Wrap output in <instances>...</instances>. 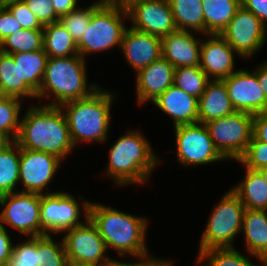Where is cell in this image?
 I'll return each instance as SVG.
<instances>
[{"mask_svg": "<svg viewBox=\"0 0 267 266\" xmlns=\"http://www.w3.org/2000/svg\"><path fill=\"white\" fill-rule=\"evenodd\" d=\"M15 142L23 149L50 153L62 161L75 150L67 120L59 106L30 104Z\"/></svg>", "mask_w": 267, "mask_h": 266, "instance_id": "6da1fadb", "label": "cell"}, {"mask_svg": "<svg viewBox=\"0 0 267 266\" xmlns=\"http://www.w3.org/2000/svg\"><path fill=\"white\" fill-rule=\"evenodd\" d=\"M89 218L96 225L108 251L114 250L121 259L130 257V260H134L151 256L146 243L149 227L147 217L91 201Z\"/></svg>", "mask_w": 267, "mask_h": 266, "instance_id": "7a4b0ae2", "label": "cell"}, {"mask_svg": "<svg viewBox=\"0 0 267 266\" xmlns=\"http://www.w3.org/2000/svg\"><path fill=\"white\" fill-rule=\"evenodd\" d=\"M125 132L111 144L103 174L114 180L116 187L145 185L161 158L141 130L130 128Z\"/></svg>", "mask_w": 267, "mask_h": 266, "instance_id": "3957f363", "label": "cell"}, {"mask_svg": "<svg viewBox=\"0 0 267 266\" xmlns=\"http://www.w3.org/2000/svg\"><path fill=\"white\" fill-rule=\"evenodd\" d=\"M119 94L98 87L89 96L61 104L73 145L106 143L109 139L111 109Z\"/></svg>", "mask_w": 267, "mask_h": 266, "instance_id": "277c9868", "label": "cell"}, {"mask_svg": "<svg viewBox=\"0 0 267 266\" xmlns=\"http://www.w3.org/2000/svg\"><path fill=\"white\" fill-rule=\"evenodd\" d=\"M86 63L87 60L79 54L61 58L48 57L44 77L36 94L37 100L42 103L49 99L44 105L60 106L89 96L99 84L88 82Z\"/></svg>", "mask_w": 267, "mask_h": 266, "instance_id": "5b68a950", "label": "cell"}, {"mask_svg": "<svg viewBox=\"0 0 267 266\" xmlns=\"http://www.w3.org/2000/svg\"><path fill=\"white\" fill-rule=\"evenodd\" d=\"M129 23L127 9L120 5H106L92 2V16L89 26L77 43L78 54L87 59L90 54L104 53L121 48L123 35Z\"/></svg>", "mask_w": 267, "mask_h": 266, "instance_id": "8992f818", "label": "cell"}, {"mask_svg": "<svg viewBox=\"0 0 267 266\" xmlns=\"http://www.w3.org/2000/svg\"><path fill=\"white\" fill-rule=\"evenodd\" d=\"M228 190L212 208L200 236L198 253L211 248L235 247L233 242L241 233L246 208L238 196Z\"/></svg>", "mask_w": 267, "mask_h": 266, "instance_id": "52a82bcc", "label": "cell"}, {"mask_svg": "<svg viewBox=\"0 0 267 266\" xmlns=\"http://www.w3.org/2000/svg\"><path fill=\"white\" fill-rule=\"evenodd\" d=\"M67 192L58 190L41 195L40 223L42 236L51 234H54L55 237L57 235L61 236L64 231L83 224L89 218L91 200H85L78 194L79 201L81 200L78 202L77 197Z\"/></svg>", "mask_w": 267, "mask_h": 266, "instance_id": "ba28073f", "label": "cell"}, {"mask_svg": "<svg viewBox=\"0 0 267 266\" xmlns=\"http://www.w3.org/2000/svg\"><path fill=\"white\" fill-rule=\"evenodd\" d=\"M254 115L235 111L233 114L205 123L215 147L227 161H238L253 136Z\"/></svg>", "mask_w": 267, "mask_h": 266, "instance_id": "9c48e42d", "label": "cell"}, {"mask_svg": "<svg viewBox=\"0 0 267 266\" xmlns=\"http://www.w3.org/2000/svg\"><path fill=\"white\" fill-rule=\"evenodd\" d=\"M173 129L179 165L193 168L226 160L215 147L204 123L180 125Z\"/></svg>", "mask_w": 267, "mask_h": 266, "instance_id": "30bf717a", "label": "cell"}, {"mask_svg": "<svg viewBox=\"0 0 267 266\" xmlns=\"http://www.w3.org/2000/svg\"><path fill=\"white\" fill-rule=\"evenodd\" d=\"M41 194L16 191L0 195V225L9 226L26 237L42 236Z\"/></svg>", "mask_w": 267, "mask_h": 266, "instance_id": "8fae6325", "label": "cell"}, {"mask_svg": "<svg viewBox=\"0 0 267 266\" xmlns=\"http://www.w3.org/2000/svg\"><path fill=\"white\" fill-rule=\"evenodd\" d=\"M240 59L258 54L267 40V27L251 11L241 6L220 34Z\"/></svg>", "mask_w": 267, "mask_h": 266, "instance_id": "7c38bea8", "label": "cell"}, {"mask_svg": "<svg viewBox=\"0 0 267 266\" xmlns=\"http://www.w3.org/2000/svg\"><path fill=\"white\" fill-rule=\"evenodd\" d=\"M61 239L67 259L101 266H112L115 261V258L107 254L105 241L90 218L83 224L64 231Z\"/></svg>", "mask_w": 267, "mask_h": 266, "instance_id": "4fadbf2b", "label": "cell"}, {"mask_svg": "<svg viewBox=\"0 0 267 266\" xmlns=\"http://www.w3.org/2000/svg\"><path fill=\"white\" fill-rule=\"evenodd\" d=\"M62 162L64 161L53 154L21 148L20 191L41 195L55 192H50L48 186L62 167L60 166Z\"/></svg>", "mask_w": 267, "mask_h": 266, "instance_id": "5bb4252c", "label": "cell"}, {"mask_svg": "<svg viewBox=\"0 0 267 266\" xmlns=\"http://www.w3.org/2000/svg\"><path fill=\"white\" fill-rule=\"evenodd\" d=\"M126 9L130 26L138 31L162 38L178 30L168 0H138Z\"/></svg>", "mask_w": 267, "mask_h": 266, "instance_id": "9a60e30c", "label": "cell"}, {"mask_svg": "<svg viewBox=\"0 0 267 266\" xmlns=\"http://www.w3.org/2000/svg\"><path fill=\"white\" fill-rule=\"evenodd\" d=\"M233 108L236 111L258 114L267 111V98L256 73L240 69L223 79Z\"/></svg>", "mask_w": 267, "mask_h": 266, "instance_id": "2e32d148", "label": "cell"}, {"mask_svg": "<svg viewBox=\"0 0 267 266\" xmlns=\"http://www.w3.org/2000/svg\"><path fill=\"white\" fill-rule=\"evenodd\" d=\"M236 54L220 34L204 35L201 41L200 68L210 80H223L238 70H235Z\"/></svg>", "mask_w": 267, "mask_h": 266, "instance_id": "e0dca14e", "label": "cell"}, {"mask_svg": "<svg viewBox=\"0 0 267 266\" xmlns=\"http://www.w3.org/2000/svg\"><path fill=\"white\" fill-rule=\"evenodd\" d=\"M175 67L162 56L136 73L135 93L139 106L155 101L174 84Z\"/></svg>", "mask_w": 267, "mask_h": 266, "instance_id": "ac0fdd59", "label": "cell"}, {"mask_svg": "<svg viewBox=\"0 0 267 266\" xmlns=\"http://www.w3.org/2000/svg\"><path fill=\"white\" fill-rule=\"evenodd\" d=\"M120 50L136 74L162 56L161 38L129 26L124 32Z\"/></svg>", "mask_w": 267, "mask_h": 266, "instance_id": "d6986e66", "label": "cell"}, {"mask_svg": "<svg viewBox=\"0 0 267 266\" xmlns=\"http://www.w3.org/2000/svg\"><path fill=\"white\" fill-rule=\"evenodd\" d=\"M195 35L202 34L177 30L162 37V57L175 68L200 66L202 39Z\"/></svg>", "mask_w": 267, "mask_h": 266, "instance_id": "ffe728a7", "label": "cell"}, {"mask_svg": "<svg viewBox=\"0 0 267 266\" xmlns=\"http://www.w3.org/2000/svg\"><path fill=\"white\" fill-rule=\"evenodd\" d=\"M151 104L168 115L174 127L198 122V98L187 94L174 84Z\"/></svg>", "mask_w": 267, "mask_h": 266, "instance_id": "44dd1931", "label": "cell"}, {"mask_svg": "<svg viewBox=\"0 0 267 266\" xmlns=\"http://www.w3.org/2000/svg\"><path fill=\"white\" fill-rule=\"evenodd\" d=\"M233 108L223 80H210L198 99V122L207 123L233 114Z\"/></svg>", "mask_w": 267, "mask_h": 266, "instance_id": "7402d4cb", "label": "cell"}, {"mask_svg": "<svg viewBox=\"0 0 267 266\" xmlns=\"http://www.w3.org/2000/svg\"><path fill=\"white\" fill-rule=\"evenodd\" d=\"M241 233L246 253L267 262V211L246 209Z\"/></svg>", "mask_w": 267, "mask_h": 266, "instance_id": "603a6c76", "label": "cell"}, {"mask_svg": "<svg viewBox=\"0 0 267 266\" xmlns=\"http://www.w3.org/2000/svg\"><path fill=\"white\" fill-rule=\"evenodd\" d=\"M245 169L244 178L231 190L246 209L267 211V183L258 170Z\"/></svg>", "mask_w": 267, "mask_h": 266, "instance_id": "cb8c5ba5", "label": "cell"}, {"mask_svg": "<svg viewBox=\"0 0 267 266\" xmlns=\"http://www.w3.org/2000/svg\"><path fill=\"white\" fill-rule=\"evenodd\" d=\"M0 96L16 97L21 100L36 99V94L20 81L19 65L13 57L0 51ZM25 98V99H24Z\"/></svg>", "mask_w": 267, "mask_h": 266, "instance_id": "d4e9b609", "label": "cell"}, {"mask_svg": "<svg viewBox=\"0 0 267 266\" xmlns=\"http://www.w3.org/2000/svg\"><path fill=\"white\" fill-rule=\"evenodd\" d=\"M19 65L20 81H23L35 94L38 93L46 68L48 55L44 48L34 52L11 54Z\"/></svg>", "mask_w": 267, "mask_h": 266, "instance_id": "484cf974", "label": "cell"}, {"mask_svg": "<svg viewBox=\"0 0 267 266\" xmlns=\"http://www.w3.org/2000/svg\"><path fill=\"white\" fill-rule=\"evenodd\" d=\"M179 31L206 35L202 0H168Z\"/></svg>", "mask_w": 267, "mask_h": 266, "instance_id": "4316f807", "label": "cell"}, {"mask_svg": "<svg viewBox=\"0 0 267 266\" xmlns=\"http://www.w3.org/2000/svg\"><path fill=\"white\" fill-rule=\"evenodd\" d=\"M206 35L221 34L242 6L241 0H202Z\"/></svg>", "mask_w": 267, "mask_h": 266, "instance_id": "83f0119b", "label": "cell"}, {"mask_svg": "<svg viewBox=\"0 0 267 266\" xmlns=\"http://www.w3.org/2000/svg\"><path fill=\"white\" fill-rule=\"evenodd\" d=\"M21 148L15 141H9L0 149V195L19 191Z\"/></svg>", "mask_w": 267, "mask_h": 266, "instance_id": "f1b7e54d", "label": "cell"}, {"mask_svg": "<svg viewBox=\"0 0 267 266\" xmlns=\"http://www.w3.org/2000/svg\"><path fill=\"white\" fill-rule=\"evenodd\" d=\"M43 48L48 57L78 55L77 44L60 21L43 26Z\"/></svg>", "mask_w": 267, "mask_h": 266, "instance_id": "f546056e", "label": "cell"}, {"mask_svg": "<svg viewBox=\"0 0 267 266\" xmlns=\"http://www.w3.org/2000/svg\"><path fill=\"white\" fill-rule=\"evenodd\" d=\"M250 254H243L236 247L211 248L198 253L196 266H265V260H259L260 265L252 262Z\"/></svg>", "mask_w": 267, "mask_h": 266, "instance_id": "4dcf8cb0", "label": "cell"}, {"mask_svg": "<svg viewBox=\"0 0 267 266\" xmlns=\"http://www.w3.org/2000/svg\"><path fill=\"white\" fill-rule=\"evenodd\" d=\"M22 102L16 97L0 96V133L9 141H15L19 133Z\"/></svg>", "mask_w": 267, "mask_h": 266, "instance_id": "1f68e13d", "label": "cell"}, {"mask_svg": "<svg viewBox=\"0 0 267 266\" xmlns=\"http://www.w3.org/2000/svg\"><path fill=\"white\" fill-rule=\"evenodd\" d=\"M42 48L43 30L21 29L0 43V51L9 55L18 52H34Z\"/></svg>", "mask_w": 267, "mask_h": 266, "instance_id": "d6a6232c", "label": "cell"}, {"mask_svg": "<svg viewBox=\"0 0 267 266\" xmlns=\"http://www.w3.org/2000/svg\"><path fill=\"white\" fill-rule=\"evenodd\" d=\"M209 81L210 79L200 66L175 68L174 85L198 99L205 91Z\"/></svg>", "mask_w": 267, "mask_h": 266, "instance_id": "836d02e7", "label": "cell"}, {"mask_svg": "<svg viewBox=\"0 0 267 266\" xmlns=\"http://www.w3.org/2000/svg\"><path fill=\"white\" fill-rule=\"evenodd\" d=\"M37 266H65L67 255L62 239L56 241L53 235L37 237Z\"/></svg>", "mask_w": 267, "mask_h": 266, "instance_id": "e575fe53", "label": "cell"}, {"mask_svg": "<svg viewBox=\"0 0 267 266\" xmlns=\"http://www.w3.org/2000/svg\"><path fill=\"white\" fill-rule=\"evenodd\" d=\"M92 16V3L87 7H78L68 14L61 16L59 21L67 29L77 44L89 26Z\"/></svg>", "mask_w": 267, "mask_h": 266, "instance_id": "d590c367", "label": "cell"}, {"mask_svg": "<svg viewBox=\"0 0 267 266\" xmlns=\"http://www.w3.org/2000/svg\"><path fill=\"white\" fill-rule=\"evenodd\" d=\"M37 237H27L26 240L14 243L9 266H37Z\"/></svg>", "mask_w": 267, "mask_h": 266, "instance_id": "8d00e7d4", "label": "cell"}, {"mask_svg": "<svg viewBox=\"0 0 267 266\" xmlns=\"http://www.w3.org/2000/svg\"><path fill=\"white\" fill-rule=\"evenodd\" d=\"M237 162L250 170L267 168V144L252 136L245 153Z\"/></svg>", "mask_w": 267, "mask_h": 266, "instance_id": "74e56055", "label": "cell"}, {"mask_svg": "<svg viewBox=\"0 0 267 266\" xmlns=\"http://www.w3.org/2000/svg\"><path fill=\"white\" fill-rule=\"evenodd\" d=\"M5 7L18 20V22L22 26V29L43 30V25L29 10L25 2L14 3Z\"/></svg>", "mask_w": 267, "mask_h": 266, "instance_id": "f35d334b", "label": "cell"}, {"mask_svg": "<svg viewBox=\"0 0 267 266\" xmlns=\"http://www.w3.org/2000/svg\"><path fill=\"white\" fill-rule=\"evenodd\" d=\"M25 3L43 26L59 21L51 0H26Z\"/></svg>", "mask_w": 267, "mask_h": 266, "instance_id": "ab89813d", "label": "cell"}, {"mask_svg": "<svg viewBox=\"0 0 267 266\" xmlns=\"http://www.w3.org/2000/svg\"><path fill=\"white\" fill-rule=\"evenodd\" d=\"M22 29L18 20L3 6H0V43L9 35Z\"/></svg>", "mask_w": 267, "mask_h": 266, "instance_id": "60d3db41", "label": "cell"}, {"mask_svg": "<svg viewBox=\"0 0 267 266\" xmlns=\"http://www.w3.org/2000/svg\"><path fill=\"white\" fill-rule=\"evenodd\" d=\"M128 261H121L115 259V261L112 263V266H174L173 262L174 260H171L169 258H158L155 257V255H151L149 257L143 258V259H128ZM131 261V262H130Z\"/></svg>", "mask_w": 267, "mask_h": 266, "instance_id": "b9f144b4", "label": "cell"}, {"mask_svg": "<svg viewBox=\"0 0 267 266\" xmlns=\"http://www.w3.org/2000/svg\"><path fill=\"white\" fill-rule=\"evenodd\" d=\"M8 232V229L0 225V266L8 264L14 245Z\"/></svg>", "mask_w": 267, "mask_h": 266, "instance_id": "7bdbcfd3", "label": "cell"}, {"mask_svg": "<svg viewBox=\"0 0 267 266\" xmlns=\"http://www.w3.org/2000/svg\"><path fill=\"white\" fill-rule=\"evenodd\" d=\"M241 5L267 27V0H241Z\"/></svg>", "mask_w": 267, "mask_h": 266, "instance_id": "ee69618b", "label": "cell"}, {"mask_svg": "<svg viewBox=\"0 0 267 266\" xmlns=\"http://www.w3.org/2000/svg\"><path fill=\"white\" fill-rule=\"evenodd\" d=\"M253 136L258 141L267 144V111L254 114Z\"/></svg>", "mask_w": 267, "mask_h": 266, "instance_id": "f6af8a7d", "label": "cell"}, {"mask_svg": "<svg viewBox=\"0 0 267 266\" xmlns=\"http://www.w3.org/2000/svg\"><path fill=\"white\" fill-rule=\"evenodd\" d=\"M53 4V8L55 11V14L60 18L61 16H64L71 12L72 10H75L80 5H78L79 0H51Z\"/></svg>", "mask_w": 267, "mask_h": 266, "instance_id": "bcb514c9", "label": "cell"}, {"mask_svg": "<svg viewBox=\"0 0 267 266\" xmlns=\"http://www.w3.org/2000/svg\"><path fill=\"white\" fill-rule=\"evenodd\" d=\"M256 73L259 84L267 98V60L258 64V67L253 70Z\"/></svg>", "mask_w": 267, "mask_h": 266, "instance_id": "7dc6e473", "label": "cell"}, {"mask_svg": "<svg viewBox=\"0 0 267 266\" xmlns=\"http://www.w3.org/2000/svg\"><path fill=\"white\" fill-rule=\"evenodd\" d=\"M97 4L120 5L124 8V0H96Z\"/></svg>", "mask_w": 267, "mask_h": 266, "instance_id": "c3c4849f", "label": "cell"}, {"mask_svg": "<svg viewBox=\"0 0 267 266\" xmlns=\"http://www.w3.org/2000/svg\"><path fill=\"white\" fill-rule=\"evenodd\" d=\"M65 266H101V265L67 259Z\"/></svg>", "mask_w": 267, "mask_h": 266, "instance_id": "681fc988", "label": "cell"}, {"mask_svg": "<svg viewBox=\"0 0 267 266\" xmlns=\"http://www.w3.org/2000/svg\"><path fill=\"white\" fill-rule=\"evenodd\" d=\"M26 0H1V6L5 7L14 3L25 2Z\"/></svg>", "mask_w": 267, "mask_h": 266, "instance_id": "f907efd6", "label": "cell"}, {"mask_svg": "<svg viewBox=\"0 0 267 266\" xmlns=\"http://www.w3.org/2000/svg\"><path fill=\"white\" fill-rule=\"evenodd\" d=\"M9 140L0 133V149L5 146Z\"/></svg>", "mask_w": 267, "mask_h": 266, "instance_id": "816d5d0a", "label": "cell"}, {"mask_svg": "<svg viewBox=\"0 0 267 266\" xmlns=\"http://www.w3.org/2000/svg\"><path fill=\"white\" fill-rule=\"evenodd\" d=\"M258 171L261 173L262 177L264 178L265 182L267 183V168H262V169H259Z\"/></svg>", "mask_w": 267, "mask_h": 266, "instance_id": "f5cc1de1", "label": "cell"}, {"mask_svg": "<svg viewBox=\"0 0 267 266\" xmlns=\"http://www.w3.org/2000/svg\"><path fill=\"white\" fill-rule=\"evenodd\" d=\"M138 0H124V8L126 9L130 4Z\"/></svg>", "mask_w": 267, "mask_h": 266, "instance_id": "db71d44e", "label": "cell"}]
</instances>
